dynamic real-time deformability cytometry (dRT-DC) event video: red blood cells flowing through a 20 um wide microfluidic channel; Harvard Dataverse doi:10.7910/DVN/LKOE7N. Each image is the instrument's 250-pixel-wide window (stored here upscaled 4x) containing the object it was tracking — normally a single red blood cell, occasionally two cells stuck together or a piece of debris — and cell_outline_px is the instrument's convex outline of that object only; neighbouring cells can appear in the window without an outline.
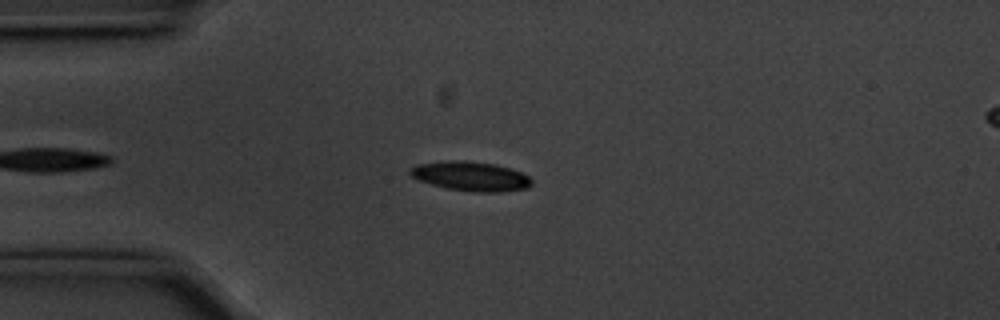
{"species": "common noctule bat (a hibernating species)", "species_latin": "Nyctalus noctula", "temperature_condition": "cold", "stored_images_in_passage": 49, "camera_frame_rate_fps": 3000, "um_per_image_px": 0.085, "animal": {"sex": "male", "body_mass_g": 20.1, "forearm_length_mm": 53.5}, "frame": {"image": 1, "passage_image": 10, "time_ms": 3.0, "image_size_px": [1000, 320], "cell_outline_px": [[532, 184], [528, 188], [500, 192], [476, 192], [448, 188], [432, 184], [420, 180], [412, 176], [408, 172], [408, 168], [416, 164], [448, 160], [464, 160], [496, 164], [520, 172], [528, 176], [532, 180]], "centroid_in_image_um": [40.0, 14.97], "position_along_channel_um": 45.0, "area_um2": 20.81}}
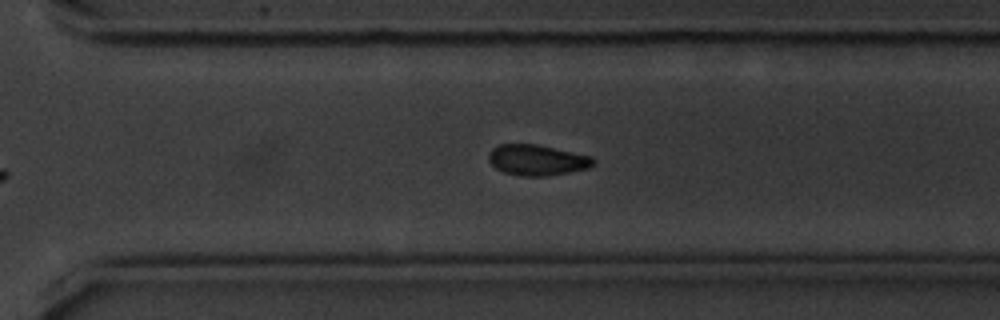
{"frame": {"image": 2, "passage_image": 35, "time_ms": 11.333, "image_size_px": [1000, 320], "cell_outline_px": [[596, 160], [588, 168], [548, 176], [524, 176], [504, 172], [496, 168], [488, 160], [488, 152], [492, 148], [500, 144], [536, 144], [592, 156]], "centroid_in_image_um": [45.63, 13.6], "position_along_channel_um": 325.0, "area_um2": 18.67}}
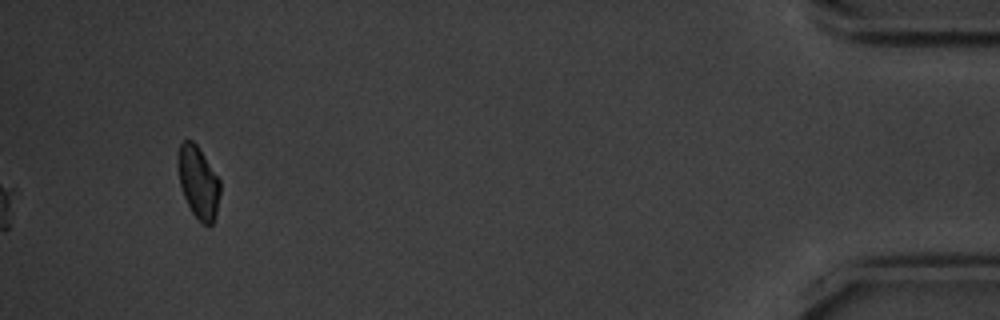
{"frame": {"image": 3, "passage_image": 49, "time_ms": 16.0, "image_size_px": [1000, 320], "cell_outline_px": [[220, 192], [216, 212], [212, 224], [204, 224], [192, 212], [184, 196], [180, 184], [176, 164], [176, 156], [180, 144], [184, 140], [192, 140], [196, 144], [220, 180]], "centroid_in_image_um": [16.82, 15.44], "position_along_channel_um": 418.4, "area_um2": 17.57}, "authors_computed_cell_mechanics": {"area_um2": 19.074, "velocity_mm_per_s": 3.5535, "shape_relaxation_time_tau1_ms": 1.9364, "shape_relaxation_time_tau2_ms": null, "deformation_change_tau1": 0.1084, "deformation_change_tau2": null}}